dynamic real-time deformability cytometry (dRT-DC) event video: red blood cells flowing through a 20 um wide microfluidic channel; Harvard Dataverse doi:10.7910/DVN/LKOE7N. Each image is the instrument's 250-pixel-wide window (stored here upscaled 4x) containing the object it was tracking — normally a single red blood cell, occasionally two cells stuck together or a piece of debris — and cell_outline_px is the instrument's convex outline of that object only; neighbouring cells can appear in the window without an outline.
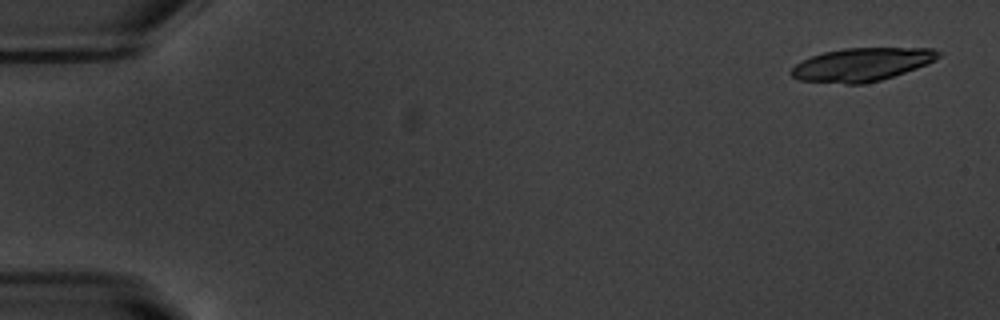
{"species": "common noctule bat (a hibernating species)", "species_latin": "Nyctalus noctula", "temperature_condition": "warm", "stored_images_in_passage": 17, "camera_frame_rate_fps": 3000, "um_per_image_px": 0.085, "animal": {"sex": "male", "body_mass_g": 20.1, "forearm_length_mm": 53.5}, "frame": {"image": 1, "passage_image": 2, "time_ms": 0.333, "image_size_px": [1000, 320], "cell_outline_px": [[940, 56], [936, 60], [928, 64], [880, 80], [864, 84], [844, 84], [800, 80], [792, 76], [788, 72], [796, 64], [812, 56], [824, 52], [844, 48], [932, 48], [940, 52]], "centroid_in_image_um": [73.25, 5.48], "position_along_channel_um": 11.7, "area_um2": 28.38}}